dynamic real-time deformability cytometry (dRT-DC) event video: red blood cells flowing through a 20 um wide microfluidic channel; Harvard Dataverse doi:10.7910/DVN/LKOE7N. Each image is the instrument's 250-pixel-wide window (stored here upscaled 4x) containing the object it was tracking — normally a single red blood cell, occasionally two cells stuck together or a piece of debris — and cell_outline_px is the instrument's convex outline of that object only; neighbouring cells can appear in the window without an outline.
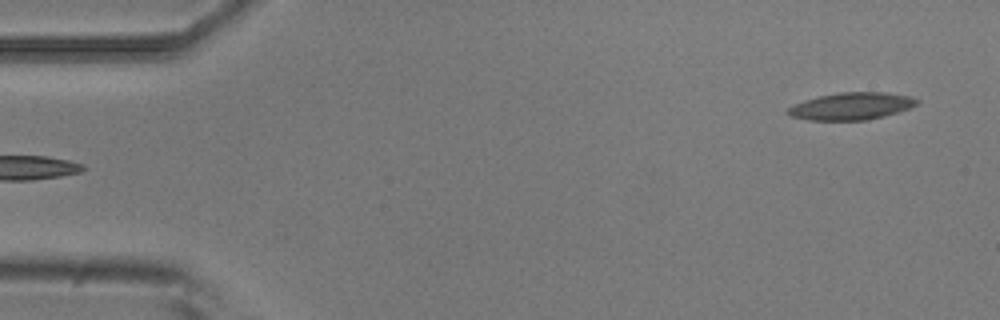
{"species": "common noctule bat (a hibernating species)", "species_latin": "Nyctalus noctula", "temperature_condition": "room temperature", "stored_images_in_passage": 5, "camera_frame_rate_fps": 3000, "um_per_image_px": 0.085, "animal": {"sex": "male", "body_mass_g": 20.5, "forearm_length_mm": 52.5}, "frame": {"image": 1, "passage_image": 5, "time_ms": 1.333, "image_size_px": [1000, 320], "cell_outline_px": [[920, 100], [916, 104], [908, 108], [884, 116], [868, 120], [808, 120], [792, 116], [784, 112], [788, 108], [804, 100], [820, 96], [840, 92], [884, 92], [908, 96]], "centroid_in_image_um": [72.34, 9.02], "position_along_channel_um": 12.7, "area_um2": 20.23}}